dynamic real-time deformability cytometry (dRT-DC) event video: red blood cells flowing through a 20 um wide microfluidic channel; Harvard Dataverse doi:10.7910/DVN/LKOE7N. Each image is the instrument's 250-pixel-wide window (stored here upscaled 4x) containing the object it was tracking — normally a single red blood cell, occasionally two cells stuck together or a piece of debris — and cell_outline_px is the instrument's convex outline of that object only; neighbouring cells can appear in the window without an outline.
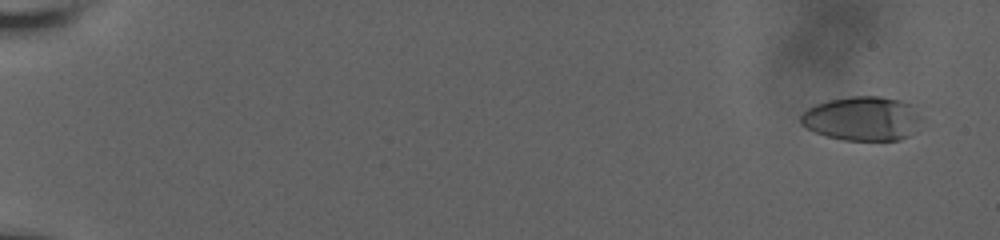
{"species": "human", "species_latin": "Homo sapiens", "temperature_condition": "room temperature", "stored_images_in_passage": 60, "camera_frame_rate_fps": 3000, "um_per_image_px": 0.085, "donor": {"sex": "male"}, "frame": {"image": 1, "passage_image": 4, "time_ms": 1.0, "image_size_px": [1000, 240], "cell_outline_px": [[920, 120], [916, 132], [900, 140], [844, 140], [828, 136], [816, 132], [800, 124], [800, 116], [808, 108], [816, 104], [828, 100], [848, 96], [880, 96], [900, 100], [912, 104], [920, 116]], "centroid_in_image_um": [73.32, 10.07], "position_along_channel_um": 11.7, "area_um2": 31.21}}
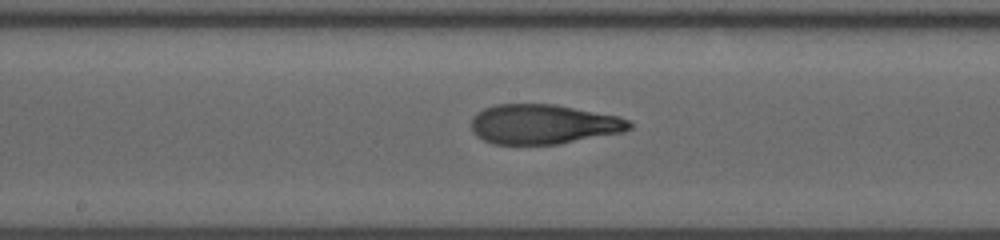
{"frame": {"image": 2, "passage_image": 35, "time_ms": 11.333, "image_size_px": [1000, 240], "cell_outline_px": [[632, 128], [624, 132], [560, 144], [492, 144], [476, 136], [472, 132], [472, 116], [476, 112], [484, 108], [496, 104], [556, 104], [620, 116], [628, 120], [632, 124]], "centroid_in_image_um": [46.19, 10.56], "position_along_channel_um": 202.0, "area_um2": 36.99}}
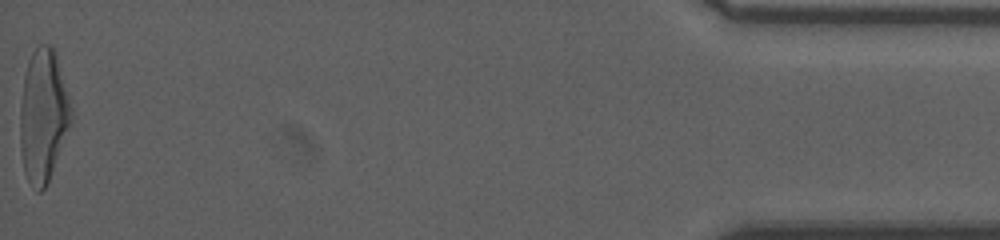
{"frame": {"image": 3, "passage_image": 60, "time_ms": 19.667, "image_size_px": [1000, 240], "cell_outline_px": [[72, 124], [48, 180], [44, 188], [40, 192], [36, 192], [28, 180], [24, 172], [20, 148], [20, 108], [24, 76], [28, 60], [32, 52], [40, 44], [48, 44], [52, 48], [56, 56], [72, 108]], "centroid_in_image_um": [3.67, 9.86], "position_along_channel_um": 431.5, "area_um2": 39.3}, "authors_computed_cell_mechanics": {"area_um2": 36.2117, "velocity_mm_per_s": 3.8004, "shape_relaxation_time_tau1_ms": 5.6262, "shape_relaxation_time_tau2_ms": 1.4865, "deformation_change_tau1": 0.2571, "deformation_change_tau2": 0.1}}